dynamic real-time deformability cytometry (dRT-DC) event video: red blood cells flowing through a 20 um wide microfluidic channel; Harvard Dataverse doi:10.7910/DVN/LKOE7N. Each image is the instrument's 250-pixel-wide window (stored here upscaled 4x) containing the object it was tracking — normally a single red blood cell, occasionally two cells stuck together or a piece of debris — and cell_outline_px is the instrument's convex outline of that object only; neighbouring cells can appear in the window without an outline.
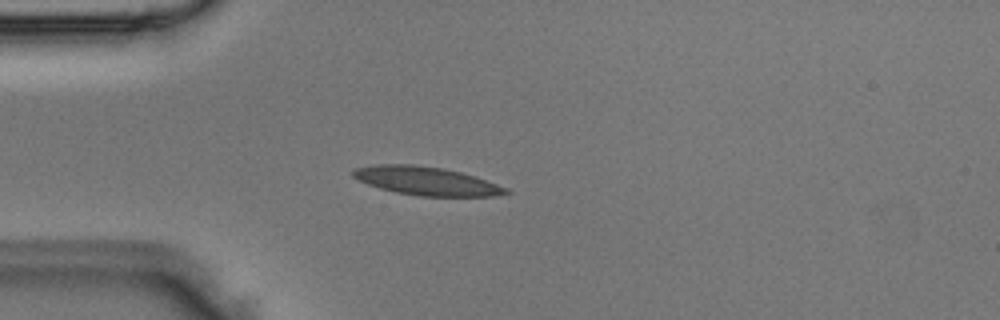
{"species": "Egyptian fruit bat (a non-hibernating species)", "species_latin": "Rousettus aegyptiacus", "temperature_condition": "room temperature", "stored_images_in_passage": 3, "camera_frame_rate_fps": 3000, "um_per_image_px": 0.085, "animal": {"sex": "male"}, "frame": {"image": 1, "passage_image": 3, "time_ms": 0.667, "image_size_px": [1000, 320], "cell_outline_px": [[512, 192], [496, 196], [420, 196], [396, 192], [380, 188], [368, 184], [352, 176], [352, 168], [376, 164], [416, 164], [444, 168], [476, 176], [508, 188]], "centroid_in_image_um": [36.25, 15.37], "position_along_channel_um": 48.7, "area_um2": 25.49}}